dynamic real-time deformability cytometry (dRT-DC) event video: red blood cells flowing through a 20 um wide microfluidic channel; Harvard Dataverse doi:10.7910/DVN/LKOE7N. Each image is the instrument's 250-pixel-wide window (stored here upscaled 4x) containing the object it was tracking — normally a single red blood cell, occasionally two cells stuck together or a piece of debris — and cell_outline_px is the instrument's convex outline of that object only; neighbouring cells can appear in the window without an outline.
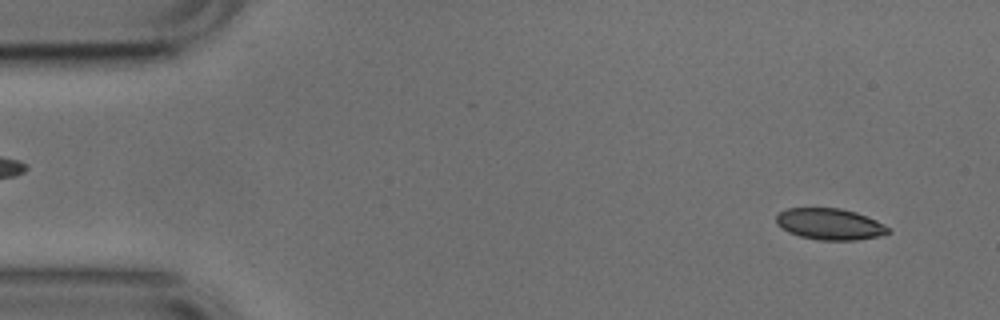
{"species": "common noctule bat (a hibernating species)", "species_latin": "Nyctalus noctula", "temperature_condition": "cold", "stored_images_in_passage": 51, "camera_frame_rate_fps": 3000, "um_per_image_px": 0.085, "animal": {"sex": "male", "body_mass_g": 17.9, "forearm_length_mm": 54.2}, "frame": {"image": 1, "passage_image": 3, "time_ms": 0.667, "image_size_px": [1000, 320], "cell_outline_px": [[892, 232], [880, 236], [856, 240], [820, 240], [800, 236], [788, 232], [776, 224], [776, 216], [780, 212], [788, 208], [840, 208], [856, 212], [876, 220], [884, 224]], "centroid_in_image_um": [70.54, 19.05], "position_along_channel_um": 14.5, "area_um2": 20.46}}
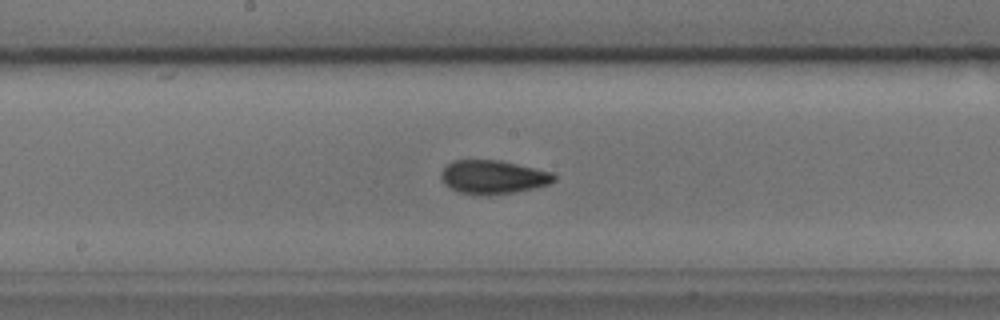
{"frame": {"image": 2, "passage_image": 26, "time_ms": 8.333, "image_size_px": [1000, 320], "cell_outline_px": [[556, 180], [548, 184], [516, 192], [488, 196], [484, 196], [460, 192], [444, 184], [440, 176], [440, 172], [452, 160], [500, 160], [552, 172], [556, 176]], "centroid_in_image_um": [41.9, 15.05], "position_along_channel_um": 206.3, "area_um2": 22.2}}
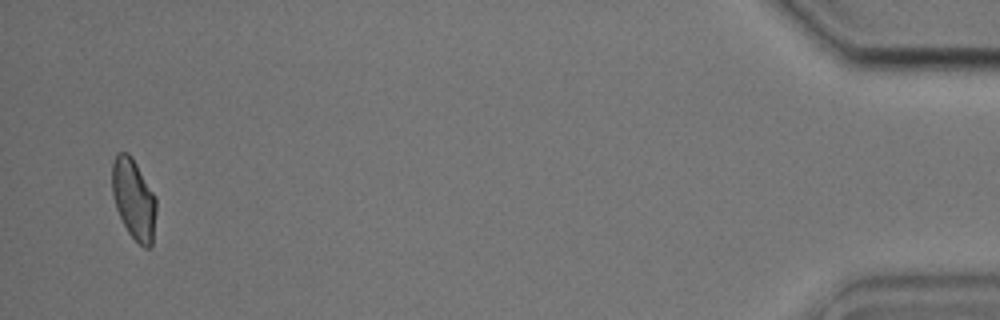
{"frame": {"image": 3, "passage_image": 50, "time_ms": 16.333, "image_size_px": [1000, 320], "cell_outline_px": [[156, 212], [152, 244], [148, 248], [144, 248], [128, 232], [116, 208], [112, 192], [112, 164], [116, 152], [128, 152], [132, 156], [152, 192], [156, 200]], "centroid_in_image_um": [11.35, 16.9], "position_along_channel_um": 423.8, "area_um2": 20.46}, "authors_computed_cell_mechanics": {"area_um2": 21.2126, "velocity_mm_per_s": 3.7809, "shape_relaxation_time_tau1_ms": 3.9788, "shape_relaxation_time_tau2_ms": 1.5439, "deformation_change_tau1": 0.0967, "deformation_change_tau2": 0.0606}}